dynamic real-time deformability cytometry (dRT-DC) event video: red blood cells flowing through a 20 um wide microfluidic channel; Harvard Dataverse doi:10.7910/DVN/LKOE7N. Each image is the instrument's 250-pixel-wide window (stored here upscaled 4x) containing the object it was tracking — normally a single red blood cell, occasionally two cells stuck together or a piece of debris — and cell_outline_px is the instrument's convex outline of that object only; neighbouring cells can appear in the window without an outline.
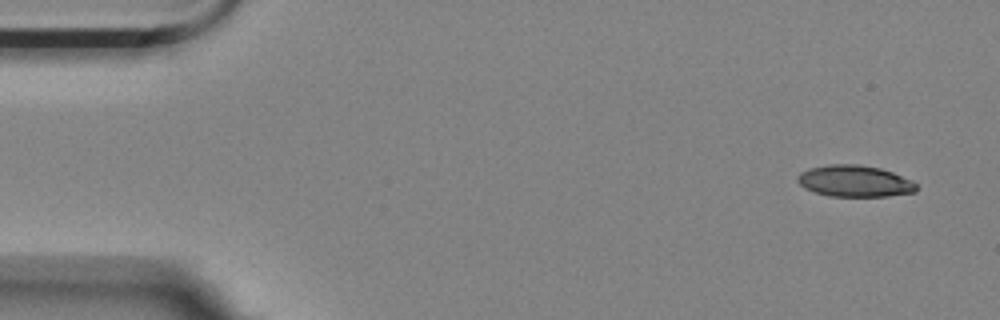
{"species": "Egyptian fruit bat (a non-hibernating species)", "species_latin": "Rousettus aegyptiacus", "temperature_condition": "room temperature", "stored_images_in_passage": 4, "camera_frame_rate_fps": 3000, "um_per_image_px": 0.085, "animal": {"sex": "female"}, "frame": {"image": 1, "passage_image": 1, "time_ms": 0.0, "image_size_px": [1000, 320], "cell_outline_px": [[916, 192], [888, 196], [828, 196], [804, 188], [796, 180], [796, 176], [800, 172], [808, 168], [828, 164], [856, 164], [880, 168], [892, 172], [912, 180], [916, 184]], "centroid_in_image_um": [72.62, 15.39], "position_along_channel_um": 12.4, "area_um2": 21.91}}
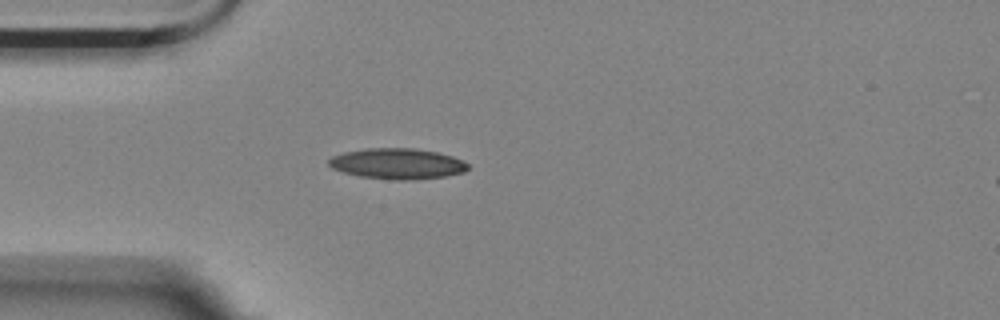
{"frame": {"image": 2, "passage_image": 3, "time_ms": 0.667, "image_size_px": [1000, 320], "cell_outline_px": [[468, 168], [464, 172], [448, 176], [408, 180], [396, 180], [360, 176], [344, 172], [332, 168], [328, 164], [328, 160], [332, 156], [344, 152], [368, 148], [416, 148], [436, 152], [452, 156], [468, 164]], "centroid_in_image_um": [33.77, 13.91], "position_along_channel_um": 51.2, "area_um2": 24.8}}